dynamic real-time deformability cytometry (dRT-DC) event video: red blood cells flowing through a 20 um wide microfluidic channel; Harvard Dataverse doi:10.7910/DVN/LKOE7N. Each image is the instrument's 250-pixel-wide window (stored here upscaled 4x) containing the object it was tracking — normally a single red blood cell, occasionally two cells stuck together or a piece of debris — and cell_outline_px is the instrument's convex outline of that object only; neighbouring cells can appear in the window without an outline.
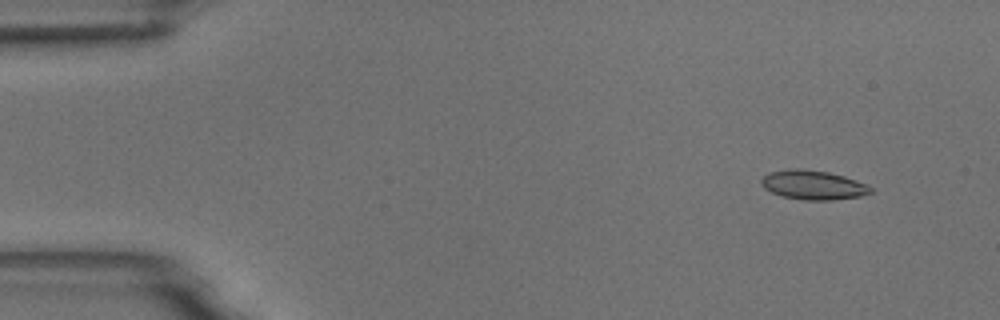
{"species": "common noctule bat (a hibernating species)", "species_latin": "Nyctalus noctula", "temperature_condition": "room temperature", "stored_images_in_passage": 4, "camera_frame_rate_fps": 3000, "um_per_image_px": 0.085, "animal": {"sex": "male", "body_mass_g": 18.8}, "frame": {"image": 1, "passage_image": 1, "time_ms": 0.0, "image_size_px": [1000, 320], "cell_outline_px": [[872, 192], [860, 196], [832, 200], [804, 200], [784, 196], [772, 192], [764, 188], [760, 184], [760, 180], [764, 176], [772, 172], [792, 168], [804, 168], [828, 172], [844, 176], [868, 184], [872, 188]], "centroid_in_image_um": [69.13, 15.71], "position_along_channel_um": 15.9, "area_um2": 18.61}}
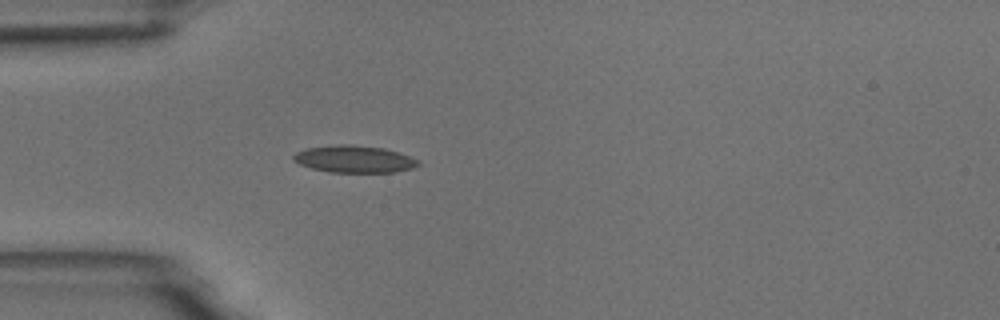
{"frame": {"image": 2, "passage_image": 4, "time_ms": 3.667, "image_size_px": [1000, 320], "cell_outline_px": [[420, 164], [412, 168], [396, 172], [328, 172], [312, 168], [300, 164], [292, 160], [292, 156], [296, 152], [304, 148], [340, 144], [352, 144], [384, 148], [408, 156], [416, 160]], "centroid_in_image_um": [30.05, 13.52], "position_along_channel_um": 54.9, "area_um2": 19.65}}